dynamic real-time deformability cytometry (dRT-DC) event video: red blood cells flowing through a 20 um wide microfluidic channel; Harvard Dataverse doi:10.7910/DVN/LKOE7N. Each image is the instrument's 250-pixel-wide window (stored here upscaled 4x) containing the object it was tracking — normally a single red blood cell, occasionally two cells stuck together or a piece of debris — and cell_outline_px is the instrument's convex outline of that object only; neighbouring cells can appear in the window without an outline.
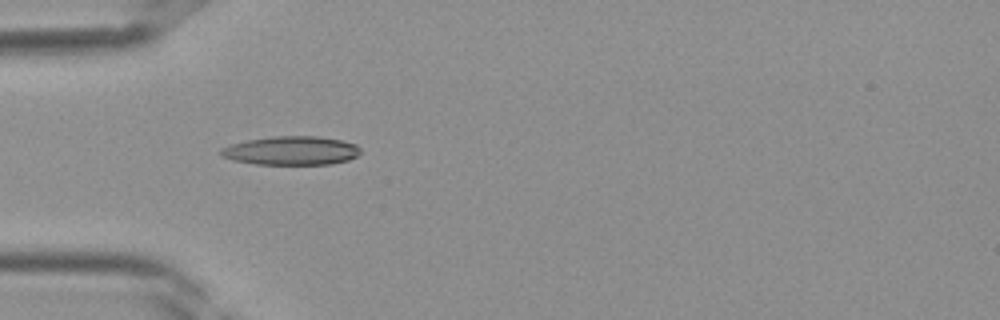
{"species": "Egyptian fruit bat (a non-hibernating species)", "species_latin": "Rousettus aegyptiacus", "temperature_condition": "room temperature", "stored_images_in_passage": 29, "camera_frame_rate_fps": 3000, "um_per_image_px": 0.085, "frame": {"image": 1, "passage_image": 4, "time_ms": 1.0, "image_size_px": [1000, 320], "cell_outline_px": [[360, 152], [356, 156], [348, 160], [332, 164], [256, 164], [232, 160], [220, 156], [220, 148], [232, 144], [248, 140], [272, 136], [320, 136], [344, 140], [356, 144], [360, 148]], "centroid_in_image_um": [24.77, 12.8], "position_along_channel_um": 60.2, "area_um2": 23.52}}
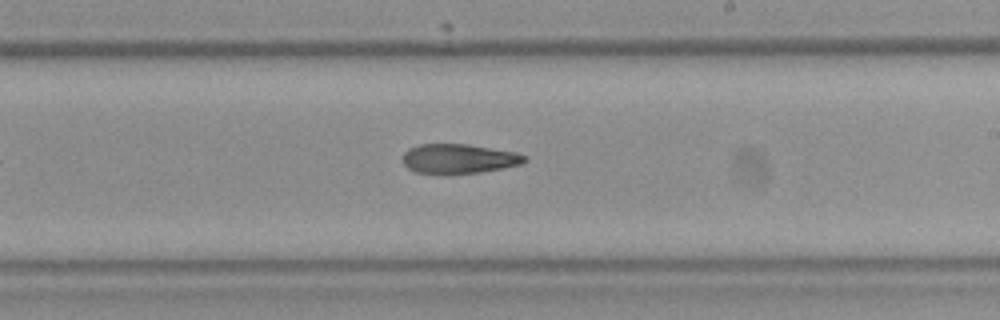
{"frame": {"image": 2, "passage_image": 15, "time_ms": 4.667, "image_size_px": [1000, 320], "cell_outline_px": [[528, 160], [524, 164], [504, 168], [480, 172], [448, 176], [444, 176], [416, 172], [408, 168], [400, 160], [404, 152], [408, 148], [420, 144], [468, 144], [516, 152], [524, 156]], "centroid_in_image_um": [38.96, 13.52], "position_along_channel_um": 250.0, "area_um2": 21.73}}
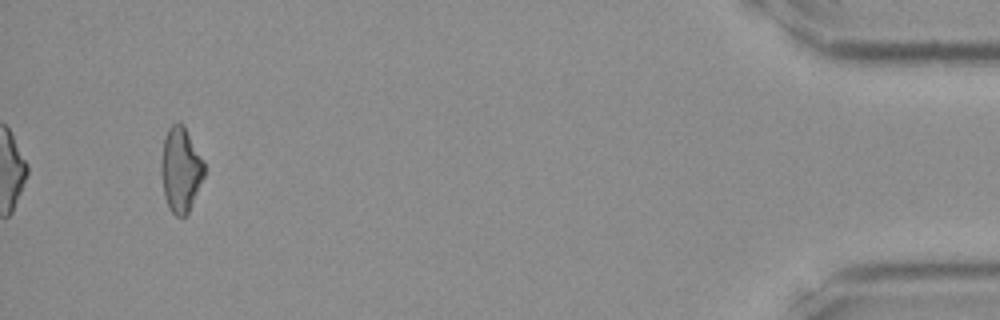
{"frame": {"image": 3, "passage_image": 29, "time_ms": 9.333, "image_size_px": [1000, 320], "cell_outline_px": [[204, 176], [188, 212], [184, 216], [176, 216], [168, 208], [164, 196], [160, 172], [160, 164], [164, 136], [168, 128], [176, 120], [180, 120], [184, 124], [204, 160]], "centroid_in_image_um": [15.33, 14.35], "position_along_channel_um": 419.9, "area_um2": 21.68}}